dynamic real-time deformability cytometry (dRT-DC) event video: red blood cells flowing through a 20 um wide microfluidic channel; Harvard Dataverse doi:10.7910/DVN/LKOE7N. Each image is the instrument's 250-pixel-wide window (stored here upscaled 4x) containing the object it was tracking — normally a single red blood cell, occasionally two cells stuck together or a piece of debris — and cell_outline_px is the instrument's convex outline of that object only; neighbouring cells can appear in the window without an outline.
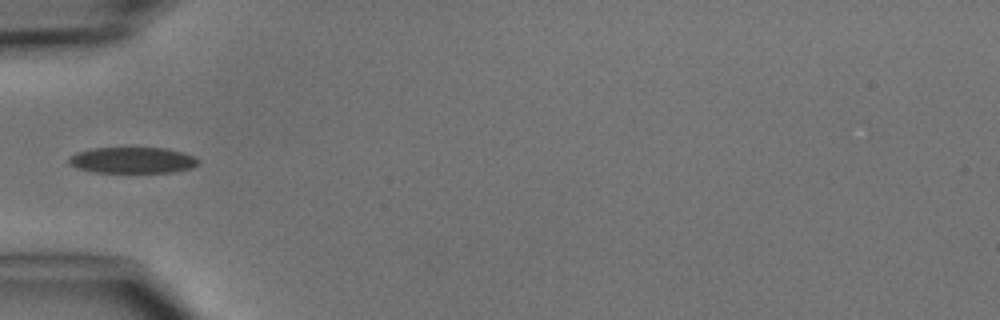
{"species": "common noctule bat (a hibernating species)", "species_latin": "Nyctalus noctula", "temperature_condition": "cold", "stored_images_in_passage": 5, "camera_frame_rate_fps": 3000, "um_per_image_px": 0.085, "animal": {"sex": "male", "body_mass_g": 15.6}, "frame": {"image": 1, "passage_image": 4, "time_ms": 4.333, "image_size_px": [1000, 320], "cell_outline_px": [[200, 160], [192, 168], [172, 172], [92, 172], [80, 168], [72, 164], [68, 160], [76, 152], [92, 148], [164, 148], [184, 152]], "centroid_in_image_um": [11.29, 13.61], "position_along_channel_um": 73.7, "area_um2": 19.42}}